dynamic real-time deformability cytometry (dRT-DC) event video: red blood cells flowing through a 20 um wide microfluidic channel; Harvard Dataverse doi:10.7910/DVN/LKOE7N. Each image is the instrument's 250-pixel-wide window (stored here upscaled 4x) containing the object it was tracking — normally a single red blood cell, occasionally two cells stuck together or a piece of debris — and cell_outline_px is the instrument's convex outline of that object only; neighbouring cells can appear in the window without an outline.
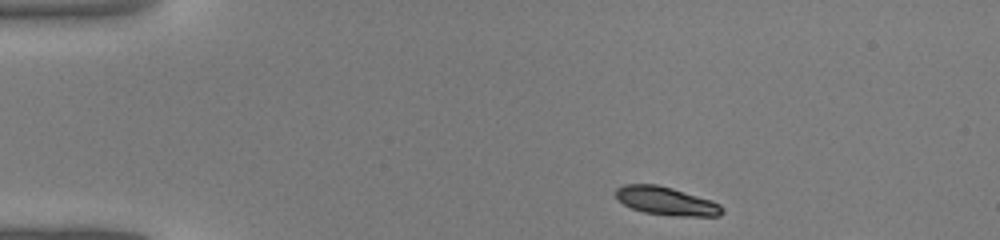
{"species": "common noctule bat (a hibernating species)", "species_latin": "Nyctalus noctula", "temperature_condition": "warm", "stored_images_in_passage": 34, "camera_frame_rate_fps": 3000, "um_per_image_px": 0.085, "animal": {"sex": "male", "body_mass_g": 19.0, "forearm_length_mm": 50.8}, "frame": {"image": 1, "passage_image": 1, "time_ms": 0.0, "image_size_px": [1000, 240], "cell_outline_px": [[724, 212], [720, 216], [676, 216], [644, 212], [632, 208], [624, 204], [616, 196], [616, 188], [624, 184], [656, 184], [672, 188], [712, 200], [720, 204], [724, 208]], "centroid_in_image_um": [56.67, 17.09], "position_along_channel_um": 28.3, "area_um2": 17.51}}
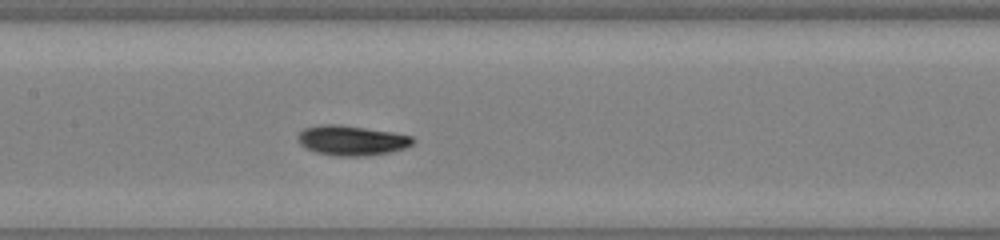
{"frame": {"image": 2, "passage_image": 15, "time_ms": 4.667, "image_size_px": [1000, 240], "cell_outline_px": [[416, 140], [412, 144], [404, 148], [388, 152], [360, 156], [332, 156], [316, 152], [304, 148], [296, 140], [296, 136], [304, 128], [320, 124], [340, 124], [392, 132], [412, 136]], "centroid_in_image_um": [29.83, 11.93], "position_along_channel_um": 177.6, "area_um2": 20.17}}
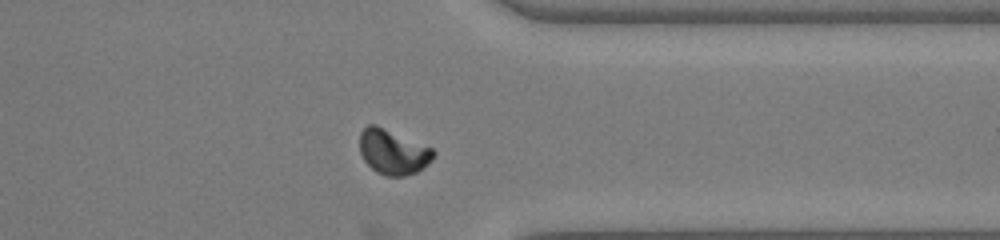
{"frame": {"image": 3, "passage_image": 28, "time_ms": 9.0, "image_size_px": [1000, 240], "cell_outline_px": [[436, 152], [432, 160], [424, 168], [416, 172], [404, 176], [384, 176], [376, 172], [364, 160], [360, 152], [360, 132], [368, 124], [376, 124], [432, 148]], "centroid_in_image_um": [33.4, 12.92], "position_along_channel_um": 378.0, "area_um2": 19.36}}